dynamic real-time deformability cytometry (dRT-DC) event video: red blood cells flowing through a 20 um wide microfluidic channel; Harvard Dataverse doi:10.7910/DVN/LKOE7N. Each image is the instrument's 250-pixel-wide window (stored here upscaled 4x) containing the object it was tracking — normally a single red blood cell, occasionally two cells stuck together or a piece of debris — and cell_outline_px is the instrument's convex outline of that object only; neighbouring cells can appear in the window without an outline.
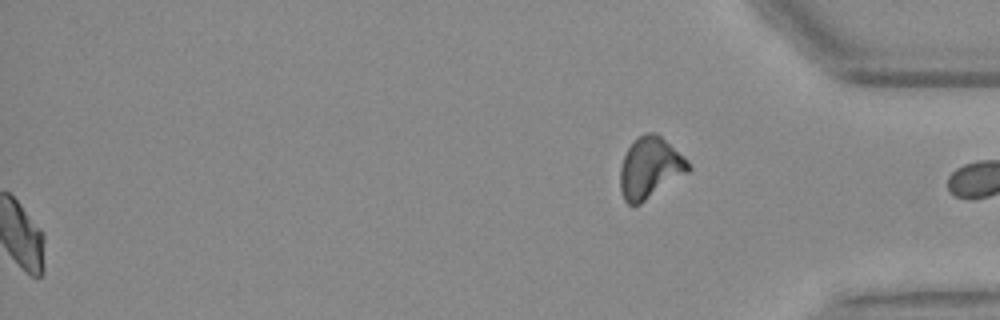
{"species": "Egyptian fruit bat (a non-hibernating species)", "species_latin": "Rousettus aegyptiacus", "temperature_condition": "warm", "stored_images_in_passage": 57, "segment_of_instrument_passage": [2, 2], "camera_frame_rate_fps": 3000, "um_per_image_px": 0.085, "animal": {"sex": "female"}, "frame": {"image": 1, "passage_image": 57, "time_ms": 18.667, "image_size_px": [1000, 320], "cell_outline_px": [[692, 168], [688, 172], [640, 204], [628, 204], [624, 200], [620, 192], [620, 168], [624, 156], [628, 148], [644, 132], [656, 132], [688, 160]], "centroid_in_image_um": [55.25, 14.27], "position_along_channel_um": 380.0, "area_um2": 24.1}}